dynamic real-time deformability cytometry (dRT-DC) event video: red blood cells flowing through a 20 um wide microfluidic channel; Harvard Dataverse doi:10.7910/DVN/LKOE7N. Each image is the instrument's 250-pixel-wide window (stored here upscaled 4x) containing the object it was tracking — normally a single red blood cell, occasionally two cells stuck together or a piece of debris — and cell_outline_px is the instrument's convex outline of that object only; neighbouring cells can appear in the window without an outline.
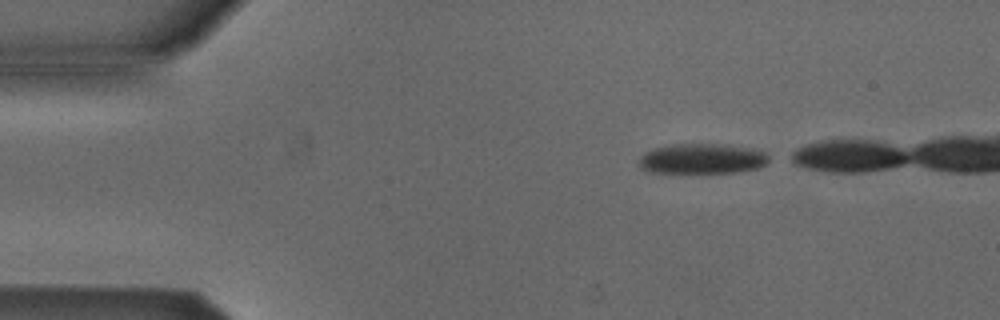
{"species": "Egyptian fruit bat (a non-hibernating species)", "species_latin": "Rousettus aegyptiacus", "temperature_condition": "cold", "stored_images_in_passage": 4, "camera_frame_rate_fps": 3000, "um_per_image_px": 0.085, "animal": {"sex": "male"}, "frame": {"image": 1, "passage_image": 1, "time_ms": 0.0, "image_size_px": [1000, 320], "cell_outline_px": [[768, 160], [764, 164], [756, 168], [736, 172], [648, 172], [640, 168], [636, 160], [644, 152], [656, 148], [672, 144], [724, 144], [752, 148], [768, 152]], "centroid_in_image_um": [59.64, 13.48], "position_along_channel_um": 25.4, "area_um2": 22.89}}